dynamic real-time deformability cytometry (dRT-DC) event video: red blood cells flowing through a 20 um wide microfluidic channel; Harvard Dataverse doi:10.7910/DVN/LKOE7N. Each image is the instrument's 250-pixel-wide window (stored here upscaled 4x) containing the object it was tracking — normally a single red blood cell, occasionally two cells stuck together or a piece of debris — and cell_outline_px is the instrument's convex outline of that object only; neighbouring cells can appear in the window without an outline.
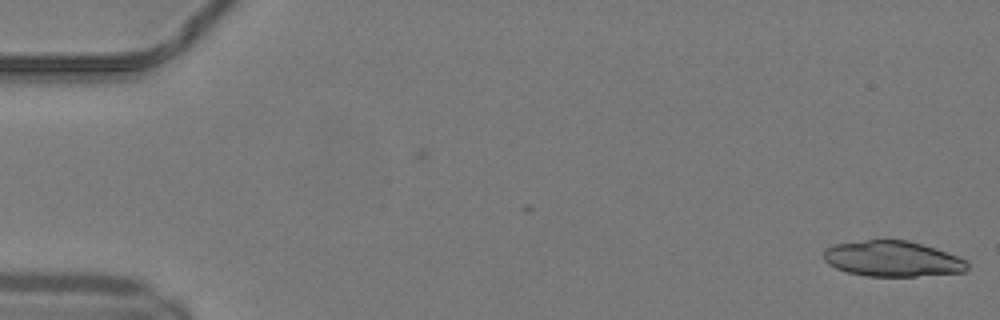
{"species": "common noctule bat (a hibernating species)", "species_latin": "Nyctalus noctula", "temperature_condition": "warm", "stored_images_in_passage": 49, "camera_frame_rate_fps": 3000, "um_per_image_px": 0.085, "animal": {"sex": "male", "body_mass_g": 19.2, "forearm_length_mm": 51.8}, "frame": {"image": 1, "passage_image": 1, "time_ms": 0.0, "image_size_px": [1000, 320], "cell_outline_px": [[968, 268], [964, 272], [916, 276], [864, 276], [848, 272], [836, 268], [828, 264], [824, 260], [824, 252], [832, 244], [868, 240], [908, 240], [936, 248], [968, 260]], "centroid_in_image_um": [75.88, 22.0], "position_along_channel_um": 9.1, "area_um2": 29.82}}
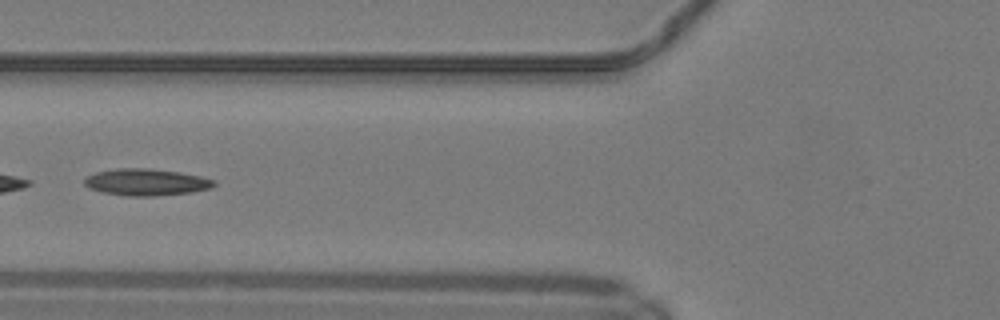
{"frame": {"image": 2, "passage_image": 20, "time_ms": 6.333, "image_size_px": [1000, 320], "cell_outline_px": [[216, 184], [212, 188], [192, 192], [156, 196], [124, 196], [104, 192], [88, 188], [84, 184], [84, 180], [88, 176], [96, 172], [116, 168], [148, 168], [180, 172], [200, 176], [212, 180]], "centroid_in_image_um": [12.42, 15.48], "position_along_channel_um": 113.4, "area_um2": 20.23}, "authors_computed_cell_mechanics": {"area_um2": 20.23, "velocity_mm_per_s": 4.1698, "shape_relaxation_time_tau1_ms": null, "shape_relaxation_time_tau2_ms": 7.7936, "deformation_change_tau1": null, "deformation_change_tau2": 0.2096}}